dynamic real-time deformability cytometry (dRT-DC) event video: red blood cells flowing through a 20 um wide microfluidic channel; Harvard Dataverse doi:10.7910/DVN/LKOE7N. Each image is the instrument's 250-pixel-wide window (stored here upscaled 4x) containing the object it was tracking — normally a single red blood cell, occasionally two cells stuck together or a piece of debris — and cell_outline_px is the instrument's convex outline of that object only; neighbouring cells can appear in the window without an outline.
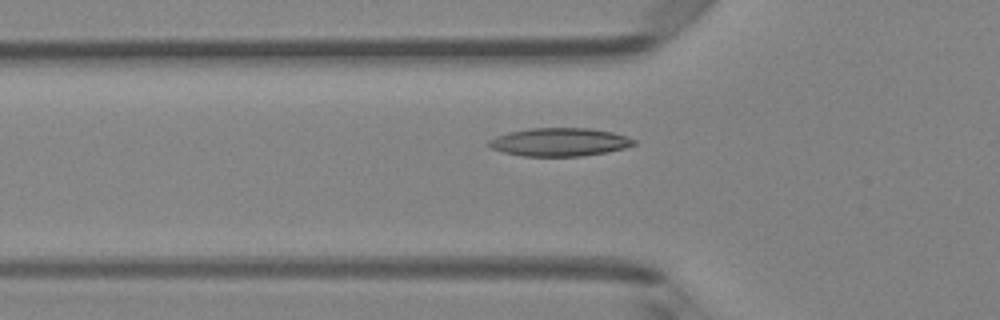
{"species": "Egyptian fruit bat (a non-hibernating species)", "species_latin": "Rousettus aegyptiacus", "temperature_condition": "room temperature", "stored_images_in_passage": 48, "camera_frame_rate_fps": 3000, "um_per_image_px": 0.085, "animal": {"sex": "female"}, "frame": {"image": 1, "passage_image": 17, "time_ms": 5.333, "image_size_px": [1000, 320], "cell_outline_px": [[636, 144], [624, 148], [608, 152], [580, 156], [524, 156], [504, 152], [492, 148], [488, 144], [488, 140], [496, 136], [508, 132], [528, 128], [588, 128], [612, 132], [636, 140]], "centroid_in_image_um": [47.55, 12.07], "position_along_channel_um": 78.2, "area_um2": 23.76}}
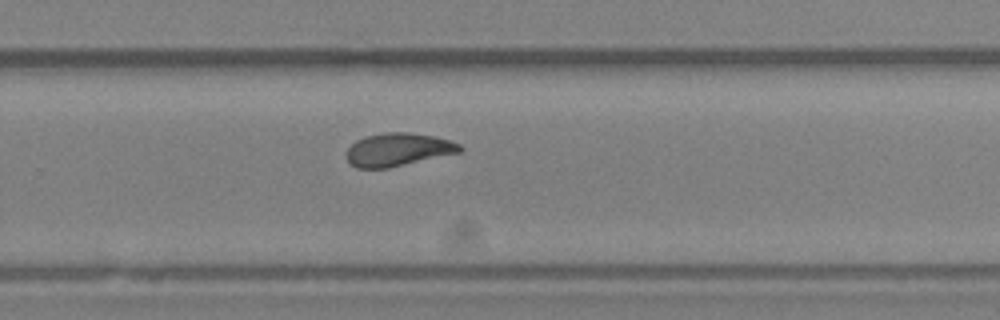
{"frame": {"image": 2, "passage_image": 33, "time_ms": 10.667, "image_size_px": [1000, 320], "cell_outline_px": [[464, 148], [460, 152], [388, 168], [356, 168], [344, 156], [344, 152], [356, 140], [364, 136], [384, 132], [408, 132], [432, 136], [452, 140], [460, 144]], "centroid_in_image_um": [33.81, 12.71], "position_along_channel_um": 296.0, "area_um2": 21.96}}
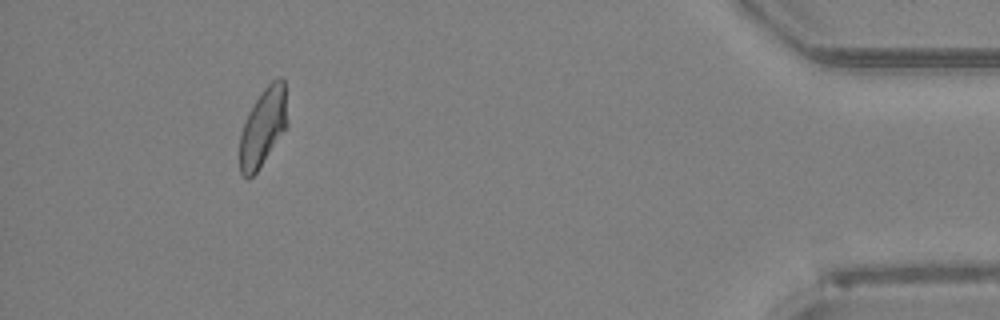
{"frame": {"image": 3, "passage_image": 46, "time_ms": 15.0, "image_size_px": [1000, 320], "cell_outline_px": [[288, 124], [256, 172], [248, 180], [240, 172], [240, 136], [244, 124], [260, 92], [272, 80], [280, 76], [284, 76], [288, 120]], "centroid_in_image_um": [22.38, 10.76], "position_along_channel_um": 412.8, "area_um2": 21.33}}